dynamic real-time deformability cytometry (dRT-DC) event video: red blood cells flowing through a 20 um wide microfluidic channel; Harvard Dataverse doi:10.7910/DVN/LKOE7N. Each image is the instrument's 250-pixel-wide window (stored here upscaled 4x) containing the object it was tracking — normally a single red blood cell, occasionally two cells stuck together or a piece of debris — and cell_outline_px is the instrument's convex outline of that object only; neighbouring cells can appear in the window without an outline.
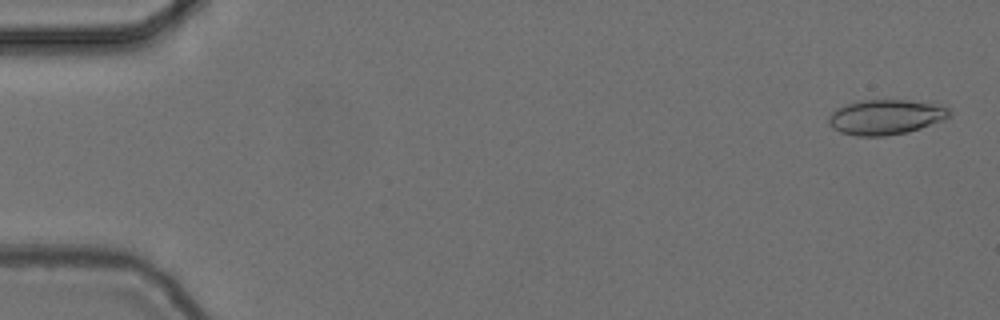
{"species": "common noctule bat (a hibernating species)", "species_latin": "Nyctalus noctula", "temperature_condition": "cold", "stored_images_in_passage": 56, "camera_frame_rate_fps": 3000, "um_per_image_px": 0.085, "animal": {"sex": "female", "body_mass_g": 24.6, "forearm_length_mm": 56.2}, "frame": {"image": 1, "passage_image": 2, "time_ms": 0.333, "image_size_px": [1000, 320], "cell_outline_px": [[952, 112], [944, 120], [908, 132], [884, 136], [856, 136], [840, 132], [832, 128], [828, 124], [828, 116], [836, 108], [860, 100], [908, 100], [940, 104], [948, 108]], "centroid_in_image_um": [75.28, 9.95], "position_along_channel_um": 9.7, "area_um2": 24.8}}
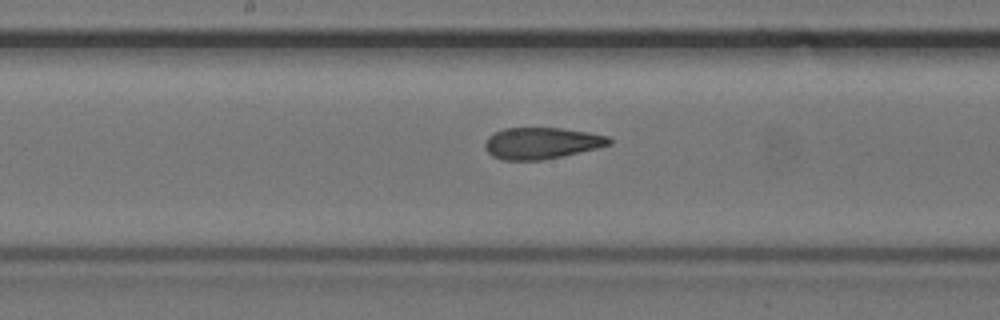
{"frame": {"image": 2, "passage_image": 29, "time_ms": 9.333, "image_size_px": [1000, 320], "cell_outline_px": [[612, 144], [596, 148], [560, 156], [540, 160], [500, 160], [492, 156], [484, 148], [484, 144], [488, 136], [504, 128], [560, 128], [588, 132], [608, 136], [612, 140]], "centroid_in_image_um": [46.0, 12.16], "position_along_channel_um": 202.2, "area_um2": 22.66}}
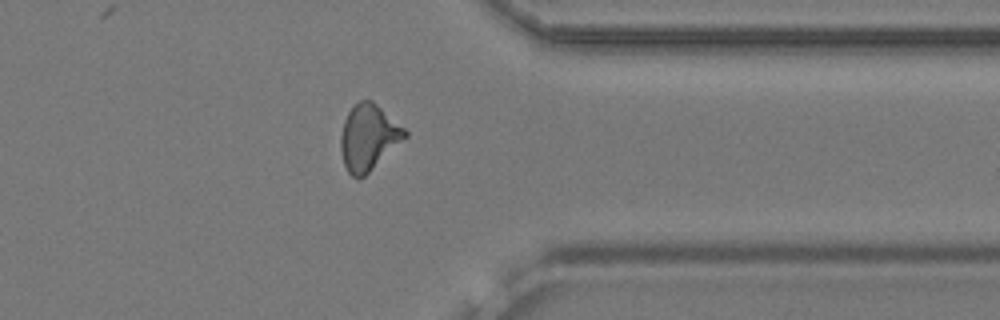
{"frame": {"image": 3, "passage_image": 44, "time_ms": 14.333, "image_size_px": [1000, 320], "cell_outline_px": [[408, 136], [364, 176], [352, 176], [348, 172], [344, 164], [340, 148], [340, 136], [344, 120], [348, 112], [360, 100], [372, 100], [404, 128], [408, 132]], "centroid_in_image_um": [31.31, 11.66], "position_along_channel_um": 380.1, "area_um2": 24.22}}